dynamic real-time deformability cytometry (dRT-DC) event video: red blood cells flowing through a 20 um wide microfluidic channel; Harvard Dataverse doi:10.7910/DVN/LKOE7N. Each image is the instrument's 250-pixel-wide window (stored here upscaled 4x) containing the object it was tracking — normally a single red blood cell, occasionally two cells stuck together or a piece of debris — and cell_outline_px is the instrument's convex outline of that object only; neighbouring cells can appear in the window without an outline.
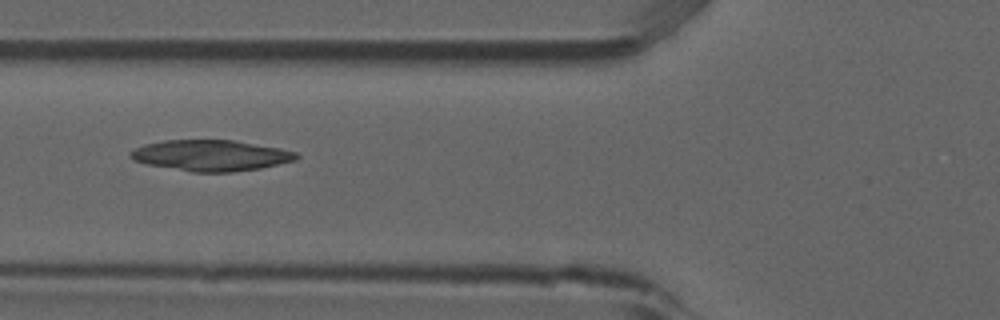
{"species": "common noctule bat (a hibernating species)", "species_latin": "Nyctalus noctula", "temperature_condition": "room temperature", "stored_images_in_passage": 6, "camera_frame_rate_fps": 3000, "um_per_image_px": 0.085, "animal": {"sex": "male", "forearm_length_mm": 52.5}, "frame": {"image": 1, "passage_image": 6, "time_ms": 1.667, "image_size_px": [1000, 320], "cell_outline_px": [[300, 156], [296, 160], [260, 168], [232, 172], [192, 172], [148, 164], [136, 160], [128, 156], [128, 152], [144, 144], [164, 140], [232, 140], [280, 148], [296, 152]], "centroid_in_image_um": [17.93, 13.21], "position_along_channel_um": 107.9, "area_um2": 29.77}}